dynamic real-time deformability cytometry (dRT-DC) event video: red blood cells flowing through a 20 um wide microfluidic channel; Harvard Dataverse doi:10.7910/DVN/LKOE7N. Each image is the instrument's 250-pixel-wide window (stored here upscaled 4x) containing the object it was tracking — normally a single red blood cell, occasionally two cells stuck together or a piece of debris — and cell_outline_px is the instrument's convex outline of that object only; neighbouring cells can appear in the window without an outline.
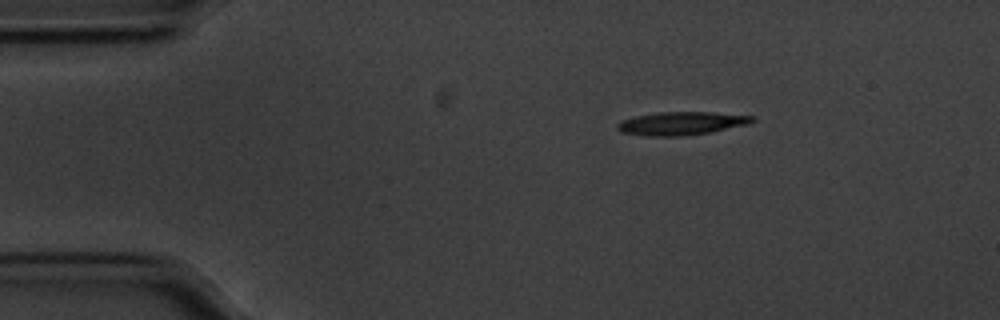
{"species": "common noctule bat (a hibernating species)", "species_latin": "Nyctalus noctula", "temperature_condition": "cold", "stored_images_in_passage": 48, "camera_frame_rate_fps": 3000, "um_per_image_px": 0.085, "animal": {"sex": "male", "body_mass_g": 20.1, "forearm_length_mm": 53.5}, "frame": {"image": 1, "passage_image": 1, "time_ms": 0.0, "image_size_px": [1000, 320], "cell_outline_px": [[756, 120], [748, 124], [708, 132], [680, 136], [648, 136], [624, 132], [616, 128], [616, 124], [620, 120], [636, 116], [660, 112], [712, 112], [756, 116]], "centroid_in_image_um": [57.93, 10.47], "position_along_channel_um": 27.1, "area_um2": 18.09}}
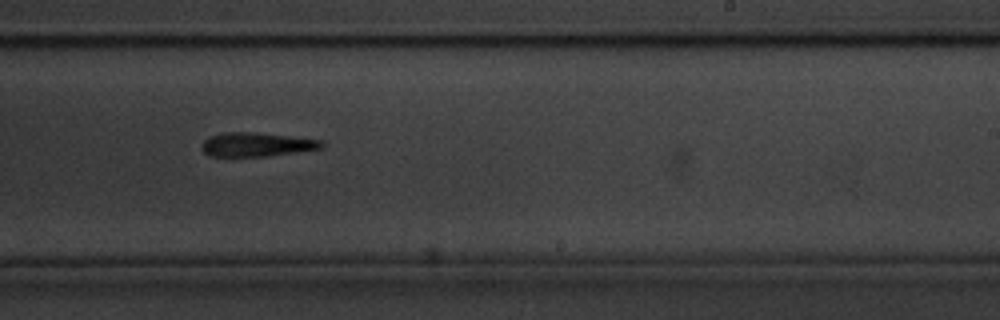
{"frame": {"image": 2, "passage_image": 26, "time_ms": 8.333, "image_size_px": [1000, 320], "cell_outline_px": [[324, 144], [320, 148], [296, 152], [268, 156], [208, 156], [200, 148], [200, 144], [208, 136], [224, 132], [252, 132], [288, 136], [320, 140]], "centroid_in_image_um": [21.71, 12.28], "position_along_channel_um": 267.3, "area_um2": 16.65}}
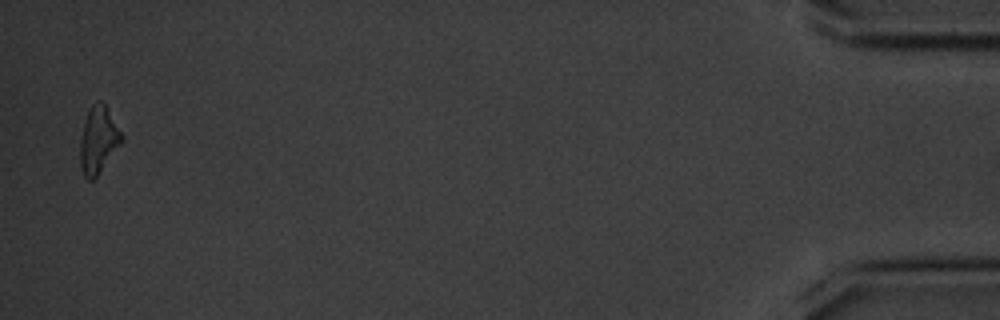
{"frame": {"image": 3, "passage_image": 47, "time_ms": 15.333, "image_size_px": [1000, 320], "cell_outline_px": [[124, 140], [96, 176], [92, 180], [88, 180], [84, 176], [80, 168], [80, 140], [88, 108], [96, 100], [100, 100], [104, 104], [124, 136]], "centroid_in_image_um": [8.35, 11.88], "position_along_channel_um": 426.8, "area_um2": 16.07}, "authors_computed_cell_mechanics": {"area_um2": 17.1088, "velocity_mm_per_s": 3.5582, "shape_relaxation_time_tau1_ms": 3.5374, "shape_relaxation_time_tau2_ms": null, "deformation_change_tau1": 0.1378, "deformation_change_tau2": null}}